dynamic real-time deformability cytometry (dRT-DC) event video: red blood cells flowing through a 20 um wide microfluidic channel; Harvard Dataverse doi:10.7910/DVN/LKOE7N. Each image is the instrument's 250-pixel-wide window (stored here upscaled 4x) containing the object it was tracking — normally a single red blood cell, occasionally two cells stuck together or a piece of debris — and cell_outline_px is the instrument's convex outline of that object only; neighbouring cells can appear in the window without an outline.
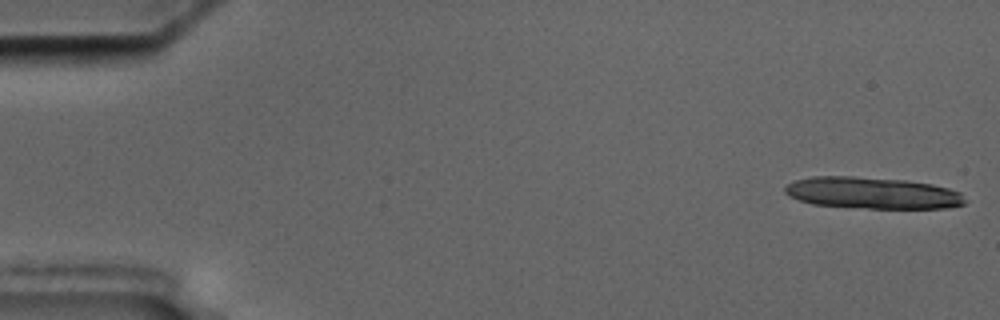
{"species": "common noctule bat (a hibernating species)", "species_latin": "Nyctalus noctula", "temperature_condition": "cold", "stored_images_in_passage": 14, "camera_frame_rate_fps": 3000, "um_per_image_px": 0.085, "animal": {"sex": "male", "body_mass_g": 17.5, "forearm_length_mm": 52.3}, "frame": {"image": 1, "passage_image": 1, "time_ms": 0.0, "image_size_px": [1000, 320], "cell_outline_px": [[964, 204], [948, 208], [868, 208], [812, 204], [788, 196], [784, 192], [784, 188], [788, 184], [796, 180], [812, 176], [852, 176], [904, 180], [932, 184], [948, 188], [960, 192], [964, 200]], "centroid_in_image_um": [74.13, 16.4], "position_along_channel_um": 10.9, "area_um2": 33.0}}